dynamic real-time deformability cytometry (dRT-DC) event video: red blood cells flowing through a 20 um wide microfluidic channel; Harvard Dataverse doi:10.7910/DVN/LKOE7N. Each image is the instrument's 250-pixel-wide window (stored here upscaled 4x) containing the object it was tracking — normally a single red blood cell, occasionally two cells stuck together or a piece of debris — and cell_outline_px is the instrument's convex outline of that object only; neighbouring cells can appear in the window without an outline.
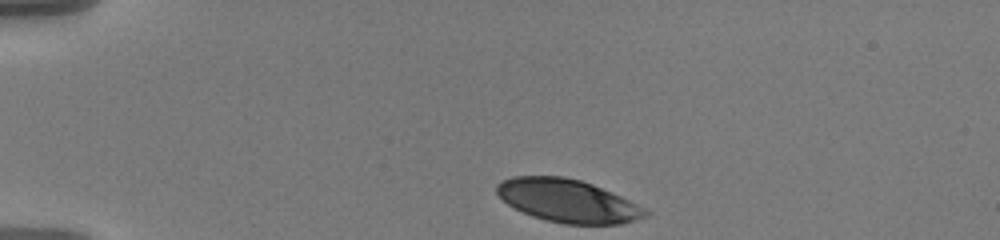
{"species": "human", "species_latin": "Homo sapiens", "temperature_condition": "warm", "stored_images_in_passage": 39, "camera_frame_rate_fps": 3000, "um_per_image_px": 0.085, "donor": {"sex": "male"}, "frame": {"image": 1, "passage_image": 1, "time_ms": 0.0, "image_size_px": [1000, 240], "cell_outline_px": [[652, 212], [648, 216], [636, 220], [620, 224], [564, 224], [544, 220], [532, 216], [508, 204], [496, 192], [496, 184], [500, 180], [512, 176], [564, 176], [580, 180], [592, 184], [612, 192]], "centroid_in_image_um": [48.26, 17.07], "position_along_channel_um": 36.7, "area_um2": 37.22}}
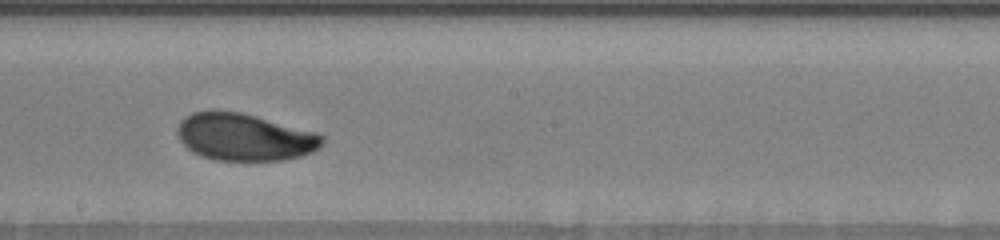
{"frame": {"image": 2, "passage_image": 22, "time_ms": 7.0, "image_size_px": [1000, 240], "cell_outline_px": [[324, 144], [320, 148], [312, 152], [300, 156], [280, 160], [216, 160], [200, 156], [192, 152], [180, 140], [176, 132], [176, 128], [180, 120], [192, 112], [212, 108], [240, 112], [256, 116], [316, 132], [324, 136]], "centroid_in_image_um": [20.75, 11.62], "position_along_channel_um": 227.5, "area_um2": 40.34}}
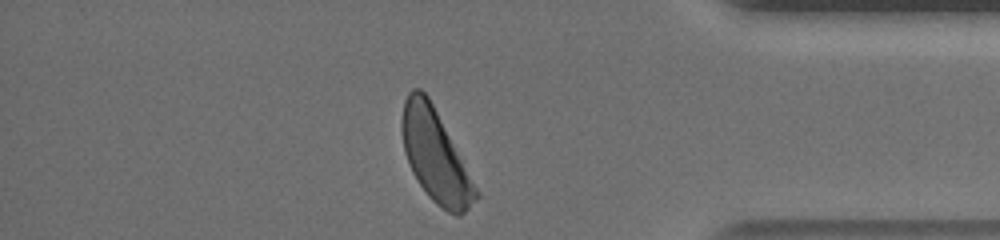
{"frame": {"image": 3, "passage_image": 38, "time_ms": 12.333, "image_size_px": [1000, 240], "cell_outline_px": [[480, 196], [460, 216], [456, 216], [448, 212], [436, 204], [428, 196], [412, 172], [404, 152], [400, 128], [400, 120], [404, 100], [408, 92], [412, 88], [420, 88], [428, 96], [480, 192]], "centroid_in_image_um": [36.98, 13.24], "position_along_channel_um": 398.2, "area_um2": 39.59}, "authors_computed_cell_mechanics": {"area_um2": 39.882, "velocity_mm_per_s": 3.5614, "shape_relaxation_time_tau1_ms": 4.2332, "shape_relaxation_time_tau2_ms": null, "deformation_change_tau1": 0.1672, "deformation_change_tau2": null}}